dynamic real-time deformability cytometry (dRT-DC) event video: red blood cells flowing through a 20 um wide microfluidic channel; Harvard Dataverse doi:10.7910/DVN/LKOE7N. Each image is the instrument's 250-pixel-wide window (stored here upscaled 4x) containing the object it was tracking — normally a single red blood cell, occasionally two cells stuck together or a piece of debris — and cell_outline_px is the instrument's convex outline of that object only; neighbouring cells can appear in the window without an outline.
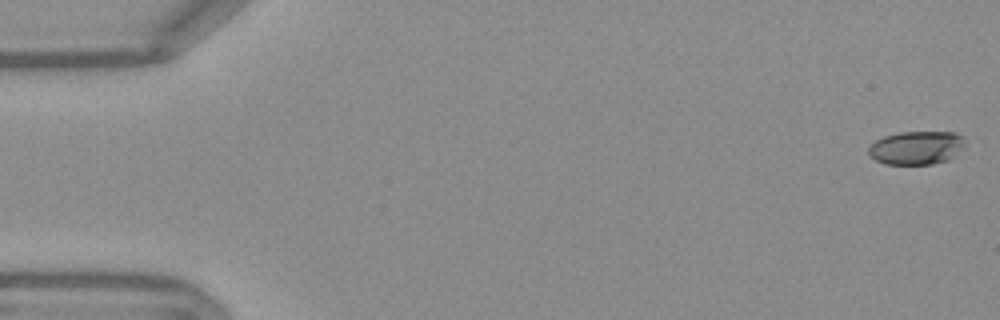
{"species": "Egyptian fruit bat (a non-hibernating species)", "species_latin": "Rousettus aegyptiacus", "temperature_condition": "warm", "stored_images_in_passage": 54, "camera_frame_rate_fps": 3000, "um_per_image_px": 0.085, "frame": {"image": 1, "passage_image": 1, "time_ms": 0.0, "image_size_px": [1000, 320], "cell_outline_px": [[964, 148], [948, 160], [932, 164], [884, 164], [868, 156], [868, 148], [876, 140], [884, 136], [900, 132], [956, 132], [964, 136]], "centroid_in_image_um": [77.9, 12.56], "position_along_channel_um": 7.1, "area_um2": 18.96}}
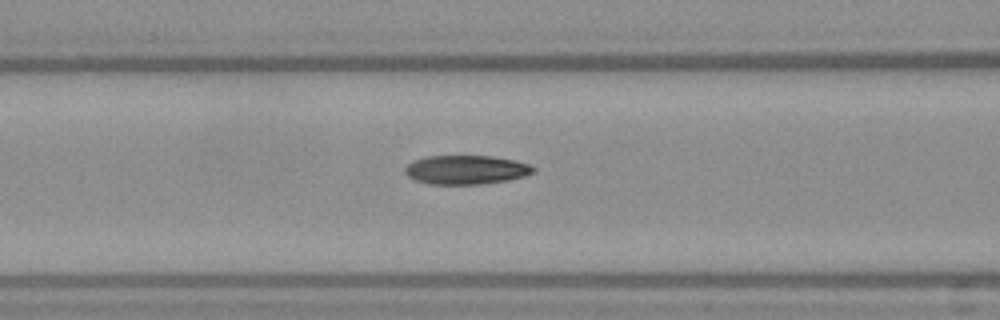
{"frame": {"image": 2, "passage_image": 22, "time_ms": 7.0, "image_size_px": [1000, 320], "cell_outline_px": [[536, 172], [524, 176], [508, 180], [480, 184], [428, 184], [416, 180], [408, 176], [404, 172], [404, 168], [408, 164], [416, 160], [428, 156], [492, 156], [516, 160], [528, 164], [536, 168]], "centroid_in_image_um": [39.64, 14.43], "position_along_channel_um": 127.0, "area_um2": 21.68}}
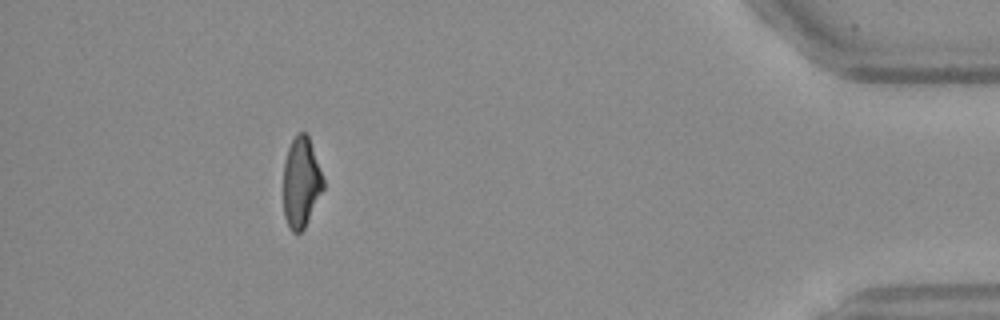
{"frame": {"image": 3, "passage_image": 49, "time_ms": 16.0, "image_size_px": [1000, 320], "cell_outline_px": [[324, 188], [304, 228], [300, 232], [292, 232], [288, 228], [284, 216], [284, 164], [288, 148], [292, 140], [300, 132], [304, 132], [308, 136], [324, 180]], "centroid_in_image_um": [25.59, 15.54], "position_along_channel_um": 409.6, "area_um2": 20.69}, "authors_computed_cell_mechanics": {"area_um2": 21.7906, "velocity_mm_per_s": 3.785, "shape_relaxation_time_tau1_ms": 5.5325, "shape_relaxation_time_tau2_ms": 2.4764, "deformation_change_tau1": 0.1906, "deformation_change_tau2": 0.0912}}